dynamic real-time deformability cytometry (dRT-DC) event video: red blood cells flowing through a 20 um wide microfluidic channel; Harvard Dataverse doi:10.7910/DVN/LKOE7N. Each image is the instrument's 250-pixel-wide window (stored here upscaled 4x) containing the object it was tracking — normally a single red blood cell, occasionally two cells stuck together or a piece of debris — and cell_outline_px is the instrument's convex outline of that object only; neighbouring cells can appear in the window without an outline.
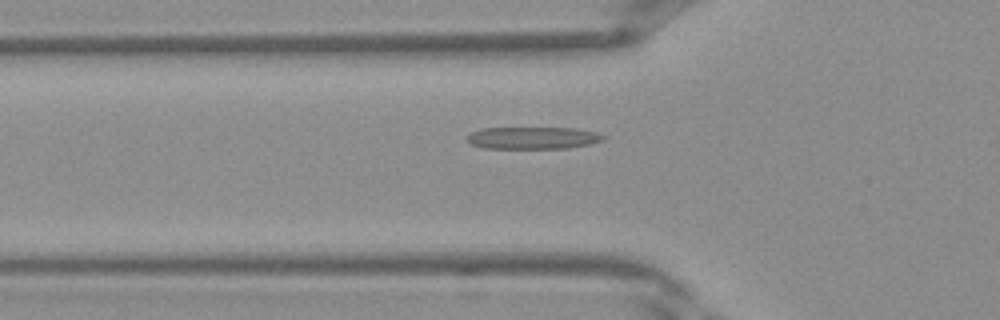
{"species": "Egyptian fruit bat (a non-hibernating species)", "species_latin": "Rousettus aegyptiacus", "temperature_condition": "warm", "stored_images_in_passage": 27, "camera_frame_rate_fps": 3000, "um_per_image_px": 0.085, "frame": {"image": 1, "passage_image": 3, "time_ms": 0.667, "image_size_px": [1000, 320], "cell_outline_px": [[608, 136], [604, 140], [592, 144], [568, 148], [484, 148], [472, 144], [468, 140], [468, 136], [472, 132], [480, 128], [576, 128], [596, 132]], "centroid_in_image_um": [45.37, 11.72], "position_along_channel_um": 80.4, "area_um2": 17.63}}
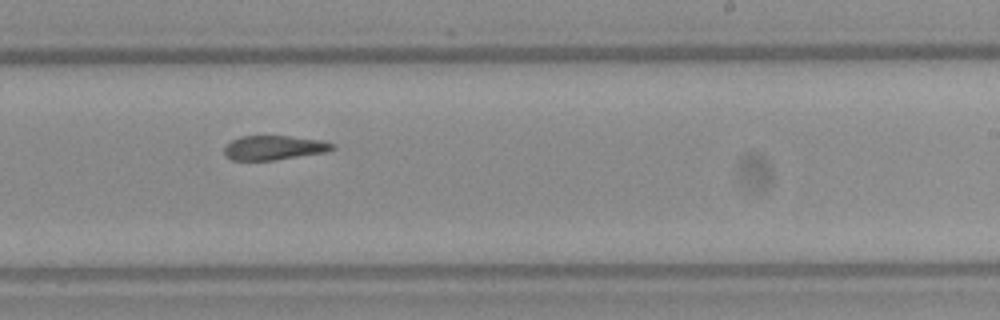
{"frame": {"image": 2, "passage_image": 14, "time_ms": 4.333, "image_size_px": [1000, 320], "cell_outline_px": [[336, 148], [324, 152], [272, 160], [232, 160], [224, 156], [224, 148], [232, 140], [240, 136], [288, 136], [320, 140], [336, 144]], "centroid_in_image_um": [23.27, 12.55], "position_along_channel_um": 265.7, "area_um2": 15.2}}
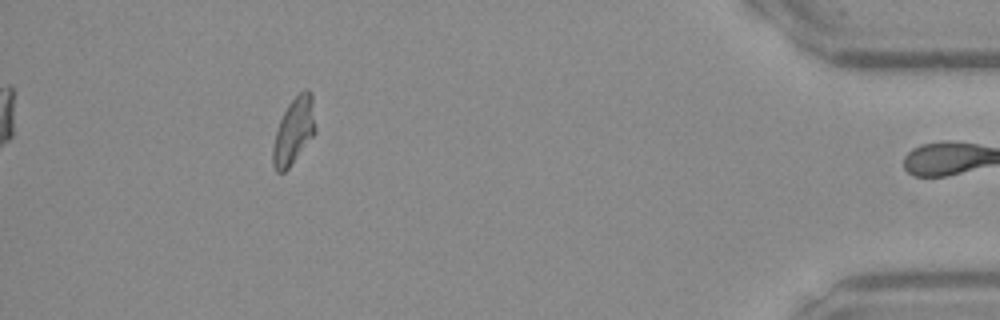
{"frame": {"image": 3, "passage_image": 26, "time_ms": 8.333, "image_size_px": [1000, 320], "cell_outline_px": [[316, 132], [288, 168], [284, 172], [276, 172], [272, 164], [272, 148], [276, 128], [288, 104], [304, 88], [308, 88], [312, 92], [316, 128]], "centroid_in_image_um": [24.98, 11.1], "position_along_channel_um": 410.2, "area_um2": 16.59}}